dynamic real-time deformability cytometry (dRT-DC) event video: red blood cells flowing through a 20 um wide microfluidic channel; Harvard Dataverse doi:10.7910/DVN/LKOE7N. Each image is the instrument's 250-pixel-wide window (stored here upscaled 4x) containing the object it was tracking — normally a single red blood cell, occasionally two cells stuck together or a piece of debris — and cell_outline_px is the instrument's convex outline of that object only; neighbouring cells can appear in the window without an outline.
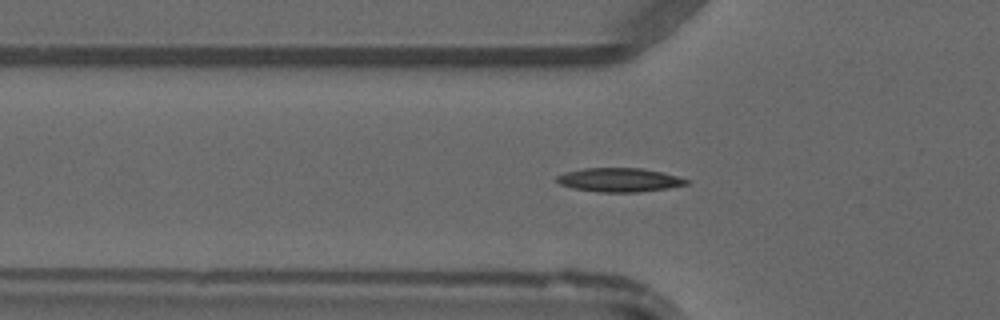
{"species": "common noctule bat (a hibernating species)", "species_latin": "Nyctalus noctula", "temperature_condition": "warm", "stored_images_in_passage": 31, "camera_frame_rate_fps": 3000, "um_per_image_px": 0.085, "animal": {"sex": "male", "forearm_length_mm": 52.5}, "frame": {"image": 1, "passage_image": 5, "time_ms": 1.333, "image_size_px": [1000, 320], "cell_outline_px": [[688, 184], [664, 188], [636, 192], [596, 192], [572, 188], [560, 184], [556, 180], [556, 176], [564, 172], [584, 168], [644, 168], [676, 176], [688, 180]], "centroid_in_image_um": [52.56, 15.29], "position_along_channel_um": 73.2, "area_um2": 17.86}}
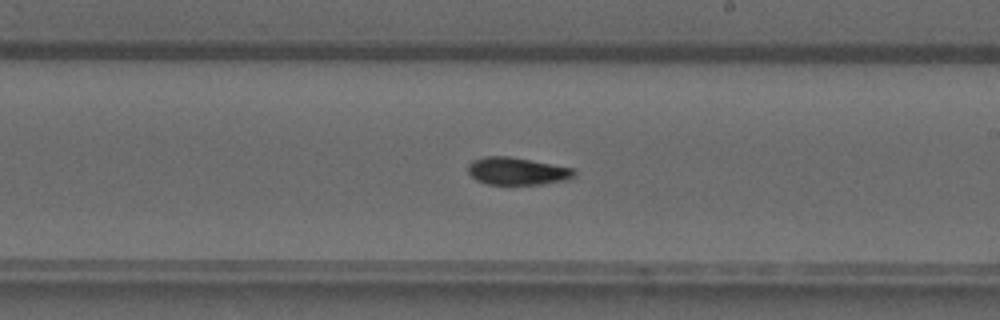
{"frame": {"image": 2, "passage_image": 17, "time_ms": 5.333, "image_size_px": [1000, 320], "cell_outline_px": [[576, 176], [568, 180], [540, 184], [488, 184], [476, 180], [468, 172], [468, 164], [472, 160], [484, 156], [508, 156], [552, 164], [572, 168], [576, 172]], "centroid_in_image_um": [43.95, 14.54], "position_along_channel_um": 245.0, "area_um2": 16.99}}
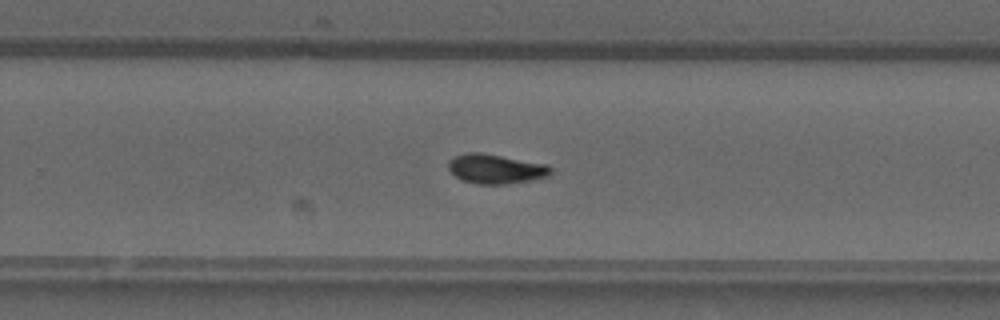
{"frame": {"image": 3, "passage_image": 20, "time_ms": 6.333, "image_size_px": [1000, 320], "cell_outline_px": [[552, 172], [548, 176], [532, 180], [508, 184], [476, 184], [460, 180], [448, 168], [448, 160], [464, 152], [480, 152], [548, 164], [552, 168]], "centroid_in_image_um": [42.14, 14.35], "position_along_channel_um": 287.7, "area_um2": 17.8}}